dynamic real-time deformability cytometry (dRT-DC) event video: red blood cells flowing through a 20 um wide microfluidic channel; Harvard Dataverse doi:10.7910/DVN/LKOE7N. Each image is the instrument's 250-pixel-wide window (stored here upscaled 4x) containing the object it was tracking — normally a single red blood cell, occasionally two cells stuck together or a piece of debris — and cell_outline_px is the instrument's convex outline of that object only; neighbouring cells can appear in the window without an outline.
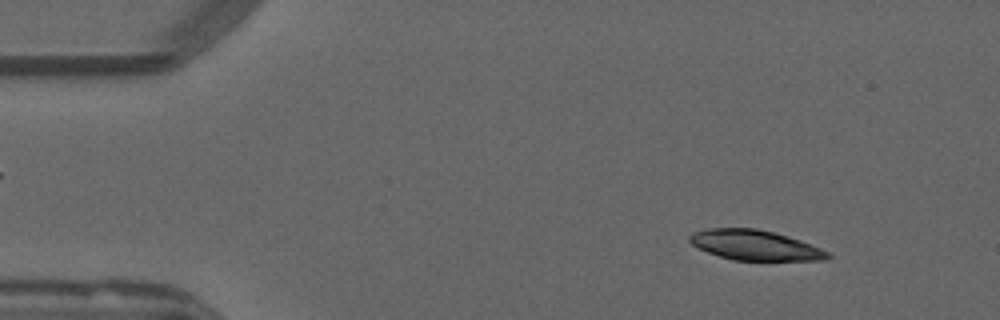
{"species": "common noctule bat (a hibernating species)", "species_latin": "Nyctalus noctula", "temperature_condition": "warm", "stored_images_in_passage": 46, "camera_frame_rate_fps": 3000, "um_per_image_px": 0.085, "animal": {"sex": "male", "forearm_length_mm": 52.5}, "frame": {"image": 1, "passage_image": 3, "time_ms": 0.667, "image_size_px": [1000, 320], "cell_outline_px": [[832, 256], [828, 260], [732, 260], [708, 252], [692, 244], [688, 240], [688, 236], [692, 232], [708, 228], [756, 228], [788, 236], [800, 240], [820, 248], [828, 252]], "centroid_in_image_um": [64.16, 20.83], "position_along_channel_um": 20.8, "area_um2": 24.1}}
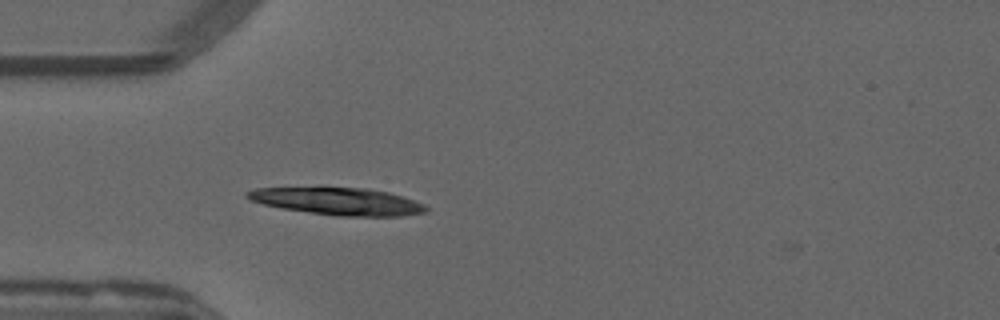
{"frame": {"image": 2, "passage_image": 12, "time_ms": 3.667, "image_size_px": [1000, 320], "cell_outline_px": [[428, 212], [400, 216], [340, 216], [284, 208], [264, 204], [248, 200], [244, 196], [244, 192], [256, 188], [320, 184], [368, 188], [388, 192], [424, 204], [428, 208]], "centroid_in_image_um": [28.61, 17.04], "position_along_channel_um": 56.4, "area_um2": 29.65}}